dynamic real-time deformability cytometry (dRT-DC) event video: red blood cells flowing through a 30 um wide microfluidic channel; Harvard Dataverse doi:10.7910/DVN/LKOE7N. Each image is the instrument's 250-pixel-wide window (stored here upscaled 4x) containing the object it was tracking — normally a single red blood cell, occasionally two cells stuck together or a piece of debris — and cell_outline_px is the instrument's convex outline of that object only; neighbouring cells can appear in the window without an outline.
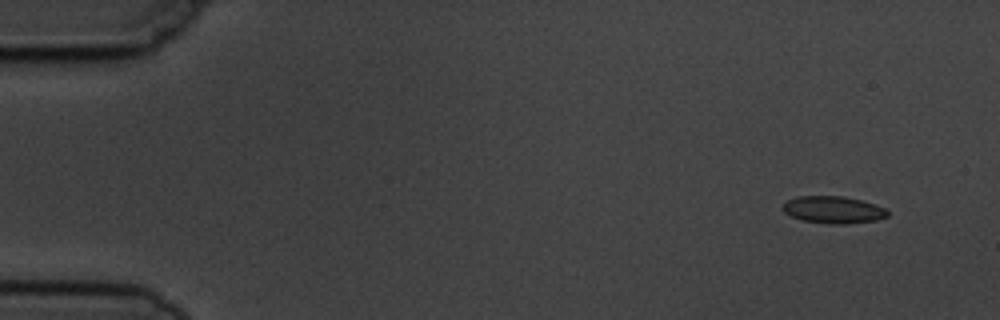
{"species": "common noctule bat (a hibernating species)", "species_latin": "Nyctalus noctula", "temperature_condition": "cold", "stored_images_in_passage": 6, "segment_of_instrument_passage": [2, 2], "camera_frame_rate_fps": 3000, "um_per_image_px": 0.085, "animal": {"sex": "male", "body_mass_g": 19.5, "forearm_length_mm": 54.6}, "frame": {"image": 1, "passage_image": 6, "time_ms": 6.667, "image_size_px": [1000, 320], "cell_outline_px": [[888, 216], [876, 220], [848, 224], [828, 224], [800, 220], [784, 212], [780, 208], [788, 200], [796, 196], [840, 196], [860, 200], [876, 204], [884, 208], [888, 212]], "centroid_in_image_um": [70.81, 17.84], "position_along_channel_um": 14.2, "area_um2": 16.65}}